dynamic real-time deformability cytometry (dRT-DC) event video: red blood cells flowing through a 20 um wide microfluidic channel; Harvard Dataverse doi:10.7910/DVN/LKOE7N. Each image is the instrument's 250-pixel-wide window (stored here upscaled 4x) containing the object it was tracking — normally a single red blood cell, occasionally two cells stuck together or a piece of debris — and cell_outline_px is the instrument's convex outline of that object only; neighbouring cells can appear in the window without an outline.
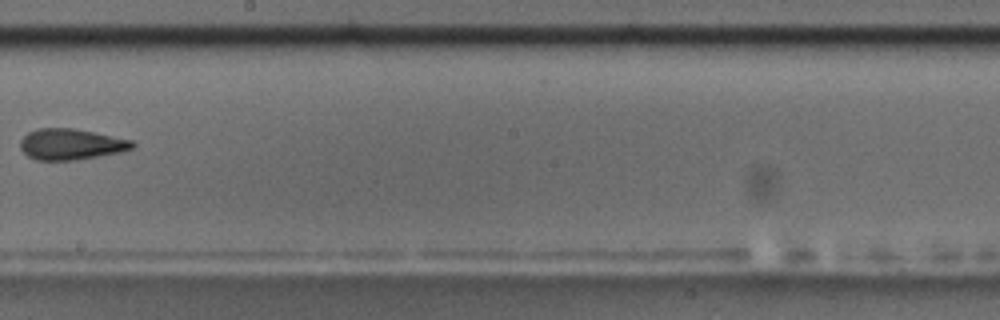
{"species": "common noctule bat (a hibernating species)", "species_latin": "Nyctalus noctula", "temperature_condition": "room temperature", "stored_images_in_passage": 10, "camera_frame_rate_fps": 3000, "um_per_image_px": 0.085, "animal": {"sex": "male", "body_mass_g": 17.5, "forearm_length_mm": 52.3}, "frame": {"image": 1, "passage_image": 9, "time_ms": 10.333, "image_size_px": [1000, 320], "cell_outline_px": [[136, 144], [132, 148], [120, 152], [76, 160], [36, 160], [28, 156], [20, 148], [20, 140], [28, 132], [36, 128], [72, 128], [132, 140]], "centroid_in_image_um": [6.0, 12.26], "position_along_channel_um": 242.2, "area_um2": 20.11}}
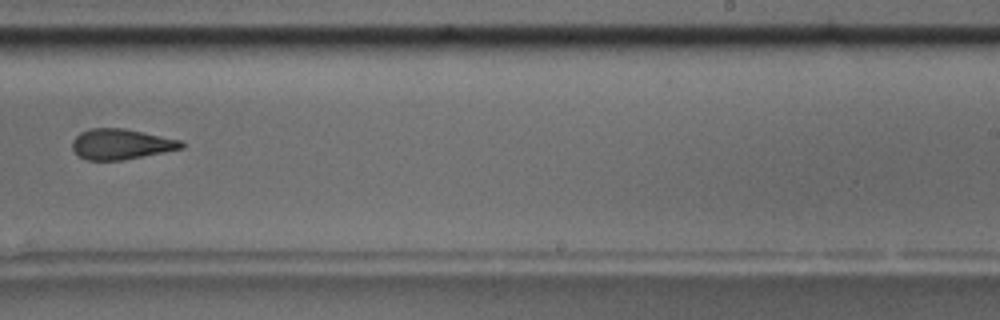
{"frame": {"image": 2, "passage_image": 10, "time_ms": 11.333, "image_size_px": [1000, 320], "cell_outline_px": [[184, 148], [164, 152], [120, 160], [84, 160], [72, 148], [72, 140], [80, 132], [92, 128], [124, 128], [180, 140], [184, 144]], "centroid_in_image_um": [10.27, 12.25], "position_along_channel_um": 278.7, "area_um2": 19.19}}